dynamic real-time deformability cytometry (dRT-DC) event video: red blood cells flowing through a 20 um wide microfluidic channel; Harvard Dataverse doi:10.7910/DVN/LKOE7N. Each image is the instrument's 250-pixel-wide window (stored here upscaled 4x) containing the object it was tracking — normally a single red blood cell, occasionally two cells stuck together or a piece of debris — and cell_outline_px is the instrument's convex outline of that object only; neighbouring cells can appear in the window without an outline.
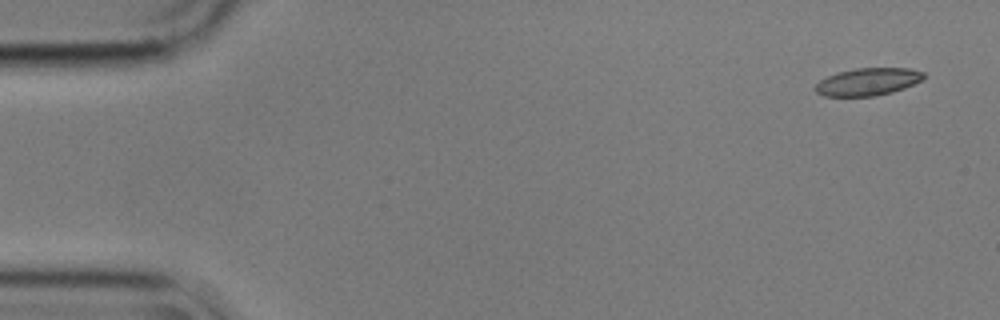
{"species": "common noctule bat (a hibernating species)", "species_latin": "Nyctalus noctula", "temperature_condition": "cold", "stored_images_in_passage": 8, "camera_frame_rate_fps": 3000, "um_per_image_px": 0.085, "animal": {"sex": "male", "body_mass_g": 17.9}, "frame": {"image": 1, "passage_image": 1, "time_ms": 0.0, "image_size_px": [1000, 320], "cell_outline_px": [[924, 76], [920, 80], [904, 88], [892, 92], [876, 96], [824, 96], [816, 92], [816, 84], [820, 80], [828, 76], [840, 72], [856, 68], [908, 68], [924, 72]], "centroid_in_image_um": [73.76, 6.95], "position_along_channel_um": 11.2, "area_um2": 17.11}}
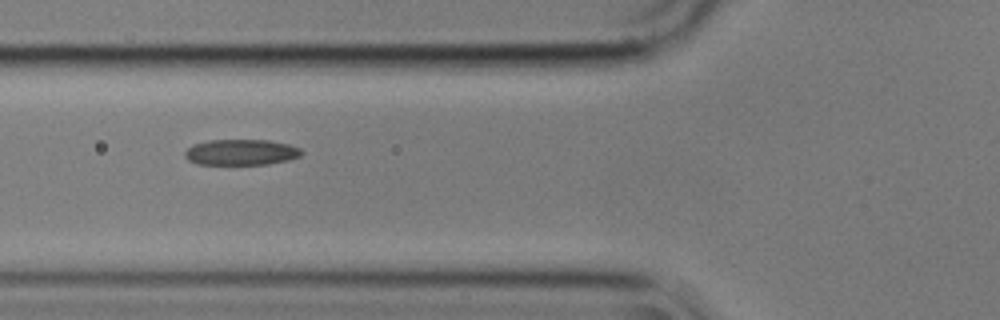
{"frame": {"image": 2, "passage_image": 6, "time_ms": 1.667, "image_size_px": [1000, 320], "cell_outline_px": [[304, 152], [300, 156], [288, 160], [268, 164], [196, 164], [188, 160], [184, 156], [184, 152], [192, 144], [208, 140], [268, 140], [288, 144], [300, 148]], "centroid_in_image_um": [20.48, 12.94], "position_along_channel_um": 105.3, "area_um2": 17.63}}
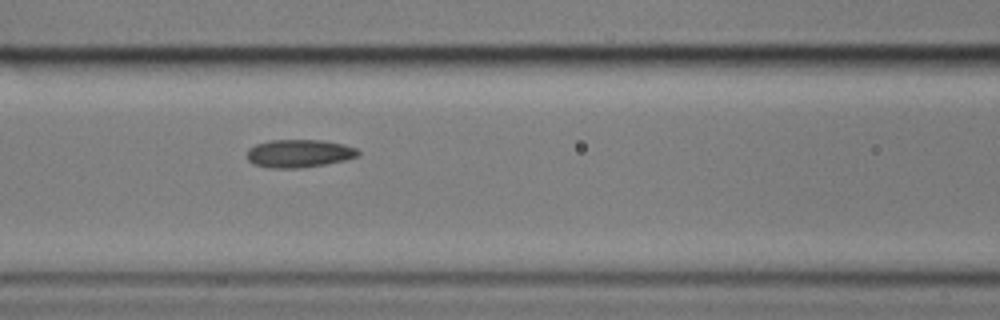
{"frame": {"image": 3, "passage_image": 7, "time_ms": 2.0, "image_size_px": [1000, 320], "cell_outline_px": [[360, 156], [344, 160], [324, 164], [300, 168], [268, 168], [252, 164], [248, 160], [248, 148], [256, 144], [268, 140], [324, 140], [344, 144], [356, 148], [360, 152]], "centroid_in_image_um": [25.42, 13.04], "position_along_channel_um": 141.2, "area_um2": 18.26}}